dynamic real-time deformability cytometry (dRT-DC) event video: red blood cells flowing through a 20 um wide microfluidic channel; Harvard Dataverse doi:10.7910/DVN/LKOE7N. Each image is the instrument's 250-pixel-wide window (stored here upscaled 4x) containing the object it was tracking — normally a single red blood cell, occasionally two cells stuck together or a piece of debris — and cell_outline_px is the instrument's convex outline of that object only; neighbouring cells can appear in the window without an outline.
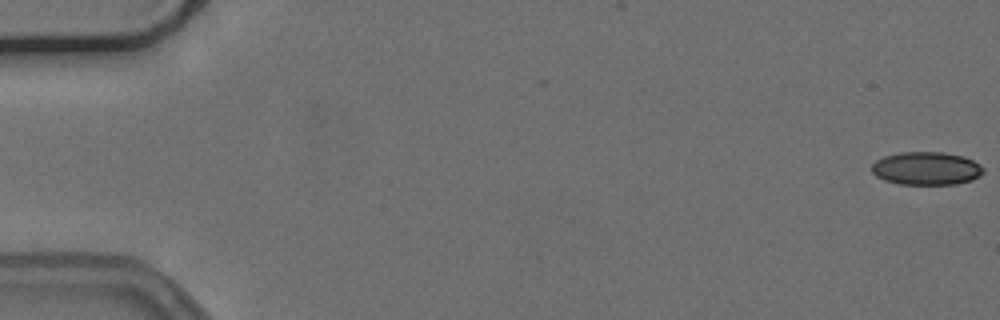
{"species": "common noctule bat (a hibernating species)", "species_latin": "Nyctalus noctula", "temperature_condition": "cold", "stored_images_in_passage": 55, "camera_frame_rate_fps": 3000, "um_per_image_px": 0.085, "animal": {"sex": "female", "body_mass_g": 24.6, "forearm_length_mm": 56.2}, "frame": {"image": 1, "passage_image": 1, "time_ms": 0.0, "image_size_px": [1000, 320], "cell_outline_px": [[984, 172], [980, 176], [972, 180], [956, 184], [900, 184], [884, 180], [876, 176], [872, 172], [872, 164], [876, 160], [884, 156], [900, 152], [944, 152], [964, 156], [980, 164], [984, 168]], "centroid_in_image_um": [78.76, 14.31], "position_along_channel_um": 6.2, "area_um2": 21.68}}
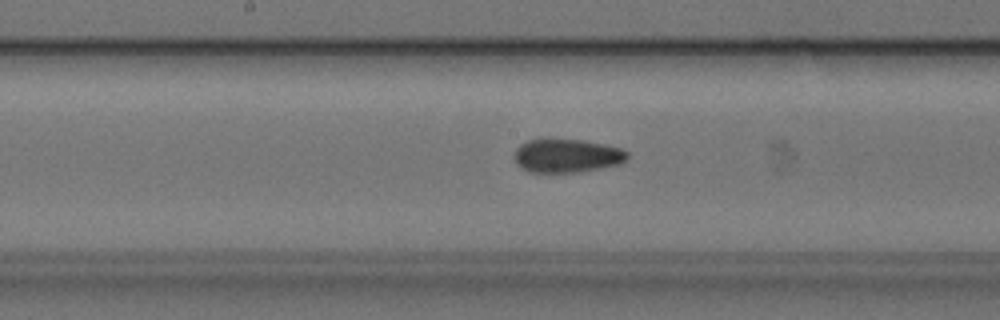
{"frame": {"image": 2, "passage_image": 29, "time_ms": 9.333, "image_size_px": [1000, 320], "cell_outline_px": [[628, 156], [620, 164], [580, 172], [528, 172], [516, 164], [512, 156], [516, 148], [520, 144], [528, 140], [584, 140], [604, 144], [620, 148], [628, 152]], "centroid_in_image_um": [48.15, 13.25], "position_along_channel_um": 200.1, "area_um2": 22.08}}
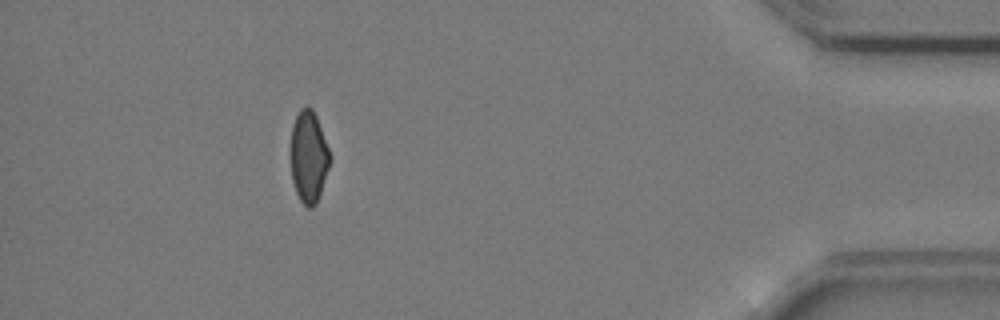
{"frame": {"image": 3, "passage_image": 50, "time_ms": 16.333, "image_size_px": [1000, 320], "cell_outline_px": [[332, 156], [316, 204], [312, 208], [308, 208], [300, 200], [296, 192], [292, 180], [288, 156], [288, 148], [292, 124], [300, 108], [308, 104], [312, 108], [316, 116]], "centroid_in_image_um": [26.18, 13.28], "position_along_channel_um": 409.0, "area_um2": 21.68}, "authors_computed_cell_mechanics": {"area_um2": 22.0218, "velocity_mm_per_s": 3.7692, "shape_relaxation_time_tau1_ms": null, "shape_relaxation_time_tau2_ms": 2.9722, "deformation_change_tau1": null, "deformation_change_tau2": 0.0833}}